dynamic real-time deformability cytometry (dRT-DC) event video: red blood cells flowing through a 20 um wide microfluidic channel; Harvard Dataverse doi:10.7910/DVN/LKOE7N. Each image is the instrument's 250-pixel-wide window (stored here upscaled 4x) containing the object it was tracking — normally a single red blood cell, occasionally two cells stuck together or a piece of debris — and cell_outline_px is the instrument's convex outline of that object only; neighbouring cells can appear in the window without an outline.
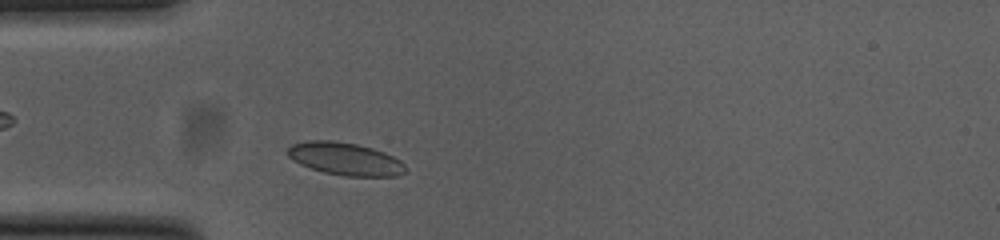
{"species": "common noctule bat (a hibernating species)", "species_latin": "Nyctalus noctula", "temperature_condition": "cold", "stored_images_in_passage": 38, "camera_frame_rate_fps": 3000, "um_per_image_px": 0.085, "animal": {"sex": "female", "body_mass_g": 23.0, "forearm_length_mm": 53.4}, "frame": {"image": 1, "passage_image": 4, "time_ms": 1.0, "image_size_px": [1000, 240], "cell_outline_px": [[408, 168], [404, 172], [396, 176], [344, 176], [324, 172], [300, 164], [288, 156], [288, 148], [292, 144], [308, 140], [332, 140], [356, 144], [372, 148], [384, 152], [400, 160]], "centroid_in_image_um": [29.35, 13.5], "position_along_channel_um": 55.6, "area_um2": 22.31}}
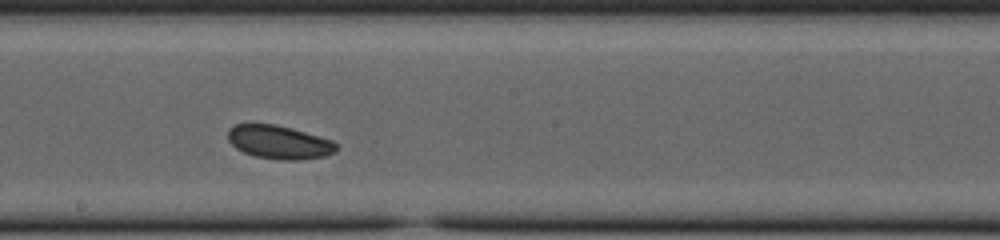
{"frame": {"image": 2, "passage_image": 18, "time_ms": 5.667, "image_size_px": [1000, 240], "cell_outline_px": [[340, 148], [336, 152], [324, 156], [300, 160], [280, 160], [256, 156], [244, 152], [236, 148], [228, 140], [228, 128], [236, 124], [276, 124], [332, 140]], "centroid_in_image_um": [23.73, 12.09], "position_along_channel_um": 224.5, "area_um2": 21.1}}
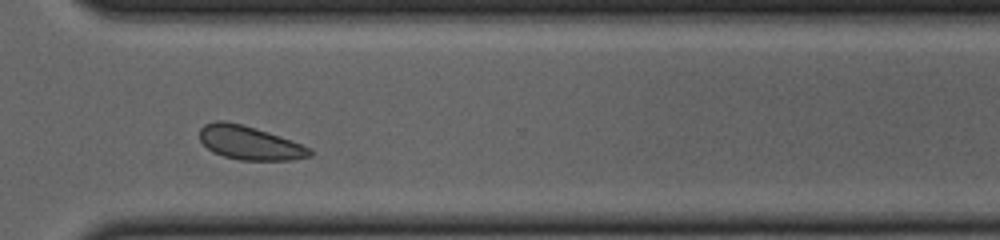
{"frame": {"image": 3, "passage_image": 28, "time_ms": 9.0, "image_size_px": [1000, 240], "cell_outline_px": [[312, 156], [292, 160], [240, 160], [224, 156], [212, 152], [200, 140], [200, 128], [204, 124], [216, 120], [224, 120], [256, 128], [268, 132], [312, 148]], "centroid_in_image_um": [21.21, 12.14], "position_along_channel_um": 349.4, "area_um2": 21.62}, "authors_computed_cell_mechanics": {"area_um2": 21.4149, "velocity_mm_per_s": 3.7343, "shape_relaxation_time_tau1_ms": 4.4421, "shape_relaxation_time_tau2_ms": null, "deformation_change_tau1": 0.0852, "deformation_change_tau2": null}}